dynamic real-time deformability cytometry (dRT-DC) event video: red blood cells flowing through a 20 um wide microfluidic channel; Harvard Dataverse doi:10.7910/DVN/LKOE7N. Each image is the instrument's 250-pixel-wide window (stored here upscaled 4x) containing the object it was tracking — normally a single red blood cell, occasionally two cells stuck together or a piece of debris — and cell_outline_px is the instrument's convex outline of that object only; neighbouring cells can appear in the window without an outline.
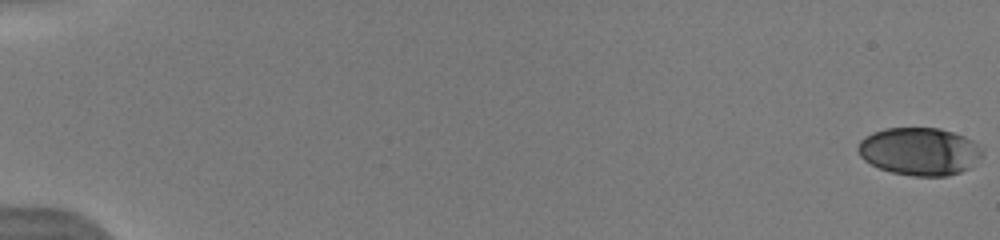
{"species": "human", "species_latin": "Homo sapiens", "temperature_condition": "warm", "stored_images_in_passage": 23, "camera_frame_rate_fps": 3000, "um_per_image_px": 0.085, "donor": {"sex": "male"}, "frame": {"image": 1, "passage_image": 1, "time_ms": 0.0, "image_size_px": [1000, 240], "cell_outline_px": [[984, 156], [968, 168], [960, 172], [948, 176], [912, 176], [892, 172], [880, 168], [864, 160], [860, 156], [856, 148], [860, 140], [864, 136], [872, 132], [884, 128], [940, 128], [964, 136], [972, 140], [984, 148]], "centroid_in_image_um": [78.17, 12.86], "position_along_channel_um": 6.8, "area_um2": 34.91}}
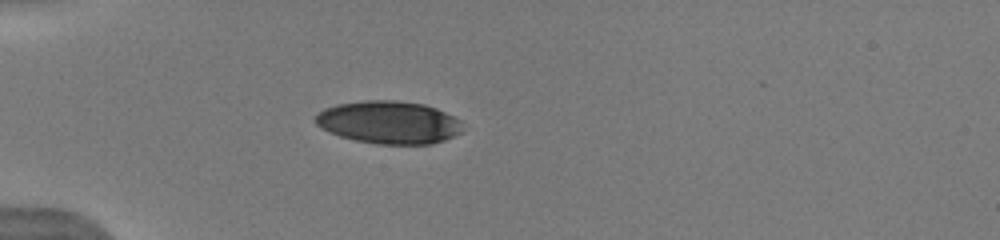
{"frame": {"image": 2, "passage_image": 18, "time_ms": 5.333, "image_size_px": [1000, 240], "cell_outline_px": [[464, 132], [444, 140], [432, 144], [380, 144], [356, 140], [340, 136], [328, 132], [320, 128], [316, 124], [316, 116], [324, 108], [336, 104], [364, 100], [392, 100], [424, 104], [436, 108], [460, 120]], "centroid_in_image_um": [33.06, 10.4], "position_along_channel_um": 51.9, "area_um2": 36.7}}